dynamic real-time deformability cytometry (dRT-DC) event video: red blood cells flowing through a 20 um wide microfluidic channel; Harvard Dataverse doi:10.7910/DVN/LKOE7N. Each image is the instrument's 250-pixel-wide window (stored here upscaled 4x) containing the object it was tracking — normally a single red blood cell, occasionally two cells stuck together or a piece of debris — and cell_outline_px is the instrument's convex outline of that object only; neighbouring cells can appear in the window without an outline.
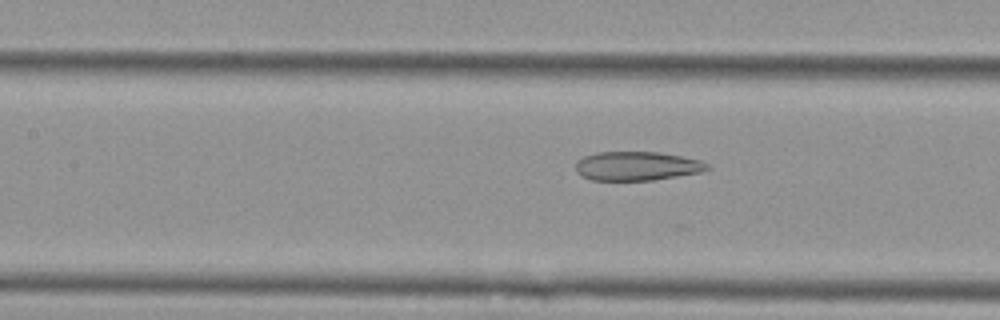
{"species": "Egyptian fruit bat (a non-hibernating species)", "species_latin": "Rousettus aegyptiacus", "temperature_condition": "cold", "stored_images_in_passage": 19, "camera_frame_rate_fps": 3000, "um_per_image_px": 0.085, "animal": {"sex": "female"}, "frame": {"image": 1, "passage_image": 16, "time_ms": 5.0, "image_size_px": [1000, 320], "cell_outline_px": [[712, 168], [700, 172], [652, 180], [592, 180], [580, 176], [576, 172], [576, 160], [584, 156], [596, 152], [660, 152], [700, 160], [708, 164]], "centroid_in_image_um": [54.1, 14.11], "position_along_channel_um": 153.3, "area_um2": 22.25}}